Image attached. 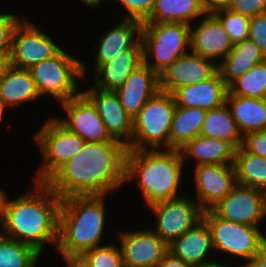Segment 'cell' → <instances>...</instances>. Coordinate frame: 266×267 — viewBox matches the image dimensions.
Segmentation results:
<instances>
[{"label":"cell","instance_id":"f546056e","mask_svg":"<svg viewBox=\"0 0 266 267\" xmlns=\"http://www.w3.org/2000/svg\"><path fill=\"white\" fill-rule=\"evenodd\" d=\"M200 135L227 141L236 149L243 145V135L226 103L221 107L207 110Z\"/></svg>","mask_w":266,"mask_h":267},{"label":"cell","instance_id":"3957f363","mask_svg":"<svg viewBox=\"0 0 266 267\" xmlns=\"http://www.w3.org/2000/svg\"><path fill=\"white\" fill-rule=\"evenodd\" d=\"M107 195L70 196L61 199L56 250L69 266L82 253L102 246Z\"/></svg>","mask_w":266,"mask_h":267},{"label":"cell","instance_id":"44dd1931","mask_svg":"<svg viewBox=\"0 0 266 267\" xmlns=\"http://www.w3.org/2000/svg\"><path fill=\"white\" fill-rule=\"evenodd\" d=\"M228 85L218 71L212 78L178 88L172 93L176 106L215 109L226 103Z\"/></svg>","mask_w":266,"mask_h":267},{"label":"cell","instance_id":"4fadbf2b","mask_svg":"<svg viewBox=\"0 0 266 267\" xmlns=\"http://www.w3.org/2000/svg\"><path fill=\"white\" fill-rule=\"evenodd\" d=\"M61 107L67 118L56 119L86 142H119L109 135L96 106L83 92L62 102Z\"/></svg>","mask_w":266,"mask_h":267},{"label":"cell","instance_id":"6da1fadb","mask_svg":"<svg viewBox=\"0 0 266 267\" xmlns=\"http://www.w3.org/2000/svg\"><path fill=\"white\" fill-rule=\"evenodd\" d=\"M127 147L121 142H86L45 183L62 199L109 195L126 185Z\"/></svg>","mask_w":266,"mask_h":267},{"label":"cell","instance_id":"8fae6325","mask_svg":"<svg viewBox=\"0 0 266 267\" xmlns=\"http://www.w3.org/2000/svg\"><path fill=\"white\" fill-rule=\"evenodd\" d=\"M40 29L26 17L15 26L9 54L11 66L29 69L38 62L53 57L62 49L50 35Z\"/></svg>","mask_w":266,"mask_h":267},{"label":"cell","instance_id":"484cf974","mask_svg":"<svg viewBox=\"0 0 266 267\" xmlns=\"http://www.w3.org/2000/svg\"><path fill=\"white\" fill-rule=\"evenodd\" d=\"M226 104L243 137L266 130V98H248L228 92Z\"/></svg>","mask_w":266,"mask_h":267},{"label":"cell","instance_id":"30bf717a","mask_svg":"<svg viewBox=\"0 0 266 267\" xmlns=\"http://www.w3.org/2000/svg\"><path fill=\"white\" fill-rule=\"evenodd\" d=\"M147 209L154 213V232L168 245L203 220L204 210L193 198H179L160 201Z\"/></svg>","mask_w":266,"mask_h":267},{"label":"cell","instance_id":"1f68e13d","mask_svg":"<svg viewBox=\"0 0 266 267\" xmlns=\"http://www.w3.org/2000/svg\"><path fill=\"white\" fill-rule=\"evenodd\" d=\"M228 92L248 98H266V60L232 81Z\"/></svg>","mask_w":266,"mask_h":267},{"label":"cell","instance_id":"d590c367","mask_svg":"<svg viewBox=\"0 0 266 267\" xmlns=\"http://www.w3.org/2000/svg\"><path fill=\"white\" fill-rule=\"evenodd\" d=\"M123 6L126 13L125 19L144 23L151 15L156 0H116Z\"/></svg>","mask_w":266,"mask_h":267},{"label":"cell","instance_id":"f35d334b","mask_svg":"<svg viewBox=\"0 0 266 267\" xmlns=\"http://www.w3.org/2000/svg\"><path fill=\"white\" fill-rule=\"evenodd\" d=\"M249 39L256 43L266 56V14L250 18Z\"/></svg>","mask_w":266,"mask_h":267},{"label":"cell","instance_id":"9c48e42d","mask_svg":"<svg viewBox=\"0 0 266 267\" xmlns=\"http://www.w3.org/2000/svg\"><path fill=\"white\" fill-rule=\"evenodd\" d=\"M215 252L246 261V266L266 242V233L260 227L235 223L218 217L212 210L203 213Z\"/></svg>","mask_w":266,"mask_h":267},{"label":"cell","instance_id":"836d02e7","mask_svg":"<svg viewBox=\"0 0 266 267\" xmlns=\"http://www.w3.org/2000/svg\"><path fill=\"white\" fill-rule=\"evenodd\" d=\"M122 252L119 245L108 243L82 253L70 267H122Z\"/></svg>","mask_w":266,"mask_h":267},{"label":"cell","instance_id":"83f0119b","mask_svg":"<svg viewBox=\"0 0 266 267\" xmlns=\"http://www.w3.org/2000/svg\"><path fill=\"white\" fill-rule=\"evenodd\" d=\"M207 110L176 106L169 133V149L180 150L200 135Z\"/></svg>","mask_w":266,"mask_h":267},{"label":"cell","instance_id":"8992f818","mask_svg":"<svg viewBox=\"0 0 266 267\" xmlns=\"http://www.w3.org/2000/svg\"><path fill=\"white\" fill-rule=\"evenodd\" d=\"M175 108L172 94L158 91L152 96L133 118V133L127 150L169 149Z\"/></svg>","mask_w":266,"mask_h":267},{"label":"cell","instance_id":"7dc6e473","mask_svg":"<svg viewBox=\"0 0 266 267\" xmlns=\"http://www.w3.org/2000/svg\"><path fill=\"white\" fill-rule=\"evenodd\" d=\"M226 262V264H224V262H223V264H222V262L219 260V263H218V261L217 262H214V263H211V264H208V265H204V266H202V267H240V265L238 266V265H232V266H230V264L231 263H229V264H227V262L228 261H225Z\"/></svg>","mask_w":266,"mask_h":267},{"label":"cell","instance_id":"f1b7e54d","mask_svg":"<svg viewBox=\"0 0 266 267\" xmlns=\"http://www.w3.org/2000/svg\"><path fill=\"white\" fill-rule=\"evenodd\" d=\"M206 13L204 0H156L151 15L144 23L181 22L194 24L193 20Z\"/></svg>","mask_w":266,"mask_h":267},{"label":"cell","instance_id":"d6a6232c","mask_svg":"<svg viewBox=\"0 0 266 267\" xmlns=\"http://www.w3.org/2000/svg\"><path fill=\"white\" fill-rule=\"evenodd\" d=\"M41 254L33 247L5 237L0 241V267H37Z\"/></svg>","mask_w":266,"mask_h":267},{"label":"cell","instance_id":"74e56055","mask_svg":"<svg viewBox=\"0 0 266 267\" xmlns=\"http://www.w3.org/2000/svg\"><path fill=\"white\" fill-rule=\"evenodd\" d=\"M228 9L252 18L265 12L266 0H233Z\"/></svg>","mask_w":266,"mask_h":267},{"label":"cell","instance_id":"9a60e30c","mask_svg":"<svg viewBox=\"0 0 266 267\" xmlns=\"http://www.w3.org/2000/svg\"><path fill=\"white\" fill-rule=\"evenodd\" d=\"M194 198L206 210H211L237 185L233 165L201 164L194 166Z\"/></svg>","mask_w":266,"mask_h":267},{"label":"cell","instance_id":"8d00e7d4","mask_svg":"<svg viewBox=\"0 0 266 267\" xmlns=\"http://www.w3.org/2000/svg\"><path fill=\"white\" fill-rule=\"evenodd\" d=\"M16 14L0 12V54H10L13 31L23 18Z\"/></svg>","mask_w":266,"mask_h":267},{"label":"cell","instance_id":"5b68a950","mask_svg":"<svg viewBox=\"0 0 266 267\" xmlns=\"http://www.w3.org/2000/svg\"><path fill=\"white\" fill-rule=\"evenodd\" d=\"M40 97L51 96L59 104L79 95L78 80L84 81L87 64L65 52L63 48L53 57L29 68Z\"/></svg>","mask_w":266,"mask_h":267},{"label":"cell","instance_id":"b9f144b4","mask_svg":"<svg viewBox=\"0 0 266 267\" xmlns=\"http://www.w3.org/2000/svg\"><path fill=\"white\" fill-rule=\"evenodd\" d=\"M233 0H204L206 12L213 13L216 10L228 8Z\"/></svg>","mask_w":266,"mask_h":267},{"label":"cell","instance_id":"60d3db41","mask_svg":"<svg viewBox=\"0 0 266 267\" xmlns=\"http://www.w3.org/2000/svg\"><path fill=\"white\" fill-rule=\"evenodd\" d=\"M157 267H195L191 264L185 263L179 258L173 256L168 252L164 258L160 261Z\"/></svg>","mask_w":266,"mask_h":267},{"label":"cell","instance_id":"7c38bea8","mask_svg":"<svg viewBox=\"0 0 266 267\" xmlns=\"http://www.w3.org/2000/svg\"><path fill=\"white\" fill-rule=\"evenodd\" d=\"M218 217L253 227L266 219V192L237 184L211 209Z\"/></svg>","mask_w":266,"mask_h":267},{"label":"cell","instance_id":"ac0fdd59","mask_svg":"<svg viewBox=\"0 0 266 267\" xmlns=\"http://www.w3.org/2000/svg\"><path fill=\"white\" fill-rule=\"evenodd\" d=\"M82 92L96 106L109 135L125 146L130 143L133 133V118L121 105L115 91H104L93 85Z\"/></svg>","mask_w":266,"mask_h":267},{"label":"cell","instance_id":"e0dca14e","mask_svg":"<svg viewBox=\"0 0 266 267\" xmlns=\"http://www.w3.org/2000/svg\"><path fill=\"white\" fill-rule=\"evenodd\" d=\"M199 19V25H190L191 51L219 65L233 47L231 39L213 13L206 12Z\"/></svg>","mask_w":266,"mask_h":267},{"label":"cell","instance_id":"2e32d148","mask_svg":"<svg viewBox=\"0 0 266 267\" xmlns=\"http://www.w3.org/2000/svg\"><path fill=\"white\" fill-rule=\"evenodd\" d=\"M218 71V64L190 50L158 74L159 91L172 94L180 87L206 81Z\"/></svg>","mask_w":266,"mask_h":267},{"label":"cell","instance_id":"d4e9b609","mask_svg":"<svg viewBox=\"0 0 266 267\" xmlns=\"http://www.w3.org/2000/svg\"><path fill=\"white\" fill-rule=\"evenodd\" d=\"M40 98L29 69L11 66L0 81V104L2 107H19Z\"/></svg>","mask_w":266,"mask_h":267},{"label":"cell","instance_id":"603a6c76","mask_svg":"<svg viewBox=\"0 0 266 267\" xmlns=\"http://www.w3.org/2000/svg\"><path fill=\"white\" fill-rule=\"evenodd\" d=\"M110 27L96 44L94 72L120 52L131 48L141 38L142 23L124 19Z\"/></svg>","mask_w":266,"mask_h":267},{"label":"cell","instance_id":"c3c4849f","mask_svg":"<svg viewBox=\"0 0 266 267\" xmlns=\"http://www.w3.org/2000/svg\"><path fill=\"white\" fill-rule=\"evenodd\" d=\"M4 114H5V109L0 104V121L4 118Z\"/></svg>","mask_w":266,"mask_h":267},{"label":"cell","instance_id":"681fc988","mask_svg":"<svg viewBox=\"0 0 266 267\" xmlns=\"http://www.w3.org/2000/svg\"><path fill=\"white\" fill-rule=\"evenodd\" d=\"M4 192H6V191L1 188L0 189V202L2 201V197H3Z\"/></svg>","mask_w":266,"mask_h":267},{"label":"cell","instance_id":"f907efd6","mask_svg":"<svg viewBox=\"0 0 266 267\" xmlns=\"http://www.w3.org/2000/svg\"><path fill=\"white\" fill-rule=\"evenodd\" d=\"M122 267H137V266H130V265L123 264Z\"/></svg>","mask_w":266,"mask_h":267},{"label":"cell","instance_id":"4dcf8cb0","mask_svg":"<svg viewBox=\"0 0 266 267\" xmlns=\"http://www.w3.org/2000/svg\"><path fill=\"white\" fill-rule=\"evenodd\" d=\"M233 166L237 184L266 192V158L252 154L241 146L236 150Z\"/></svg>","mask_w":266,"mask_h":267},{"label":"cell","instance_id":"7bdbcfd3","mask_svg":"<svg viewBox=\"0 0 266 267\" xmlns=\"http://www.w3.org/2000/svg\"><path fill=\"white\" fill-rule=\"evenodd\" d=\"M247 267H266V242L260 251L246 265Z\"/></svg>","mask_w":266,"mask_h":267},{"label":"cell","instance_id":"ab89813d","mask_svg":"<svg viewBox=\"0 0 266 267\" xmlns=\"http://www.w3.org/2000/svg\"><path fill=\"white\" fill-rule=\"evenodd\" d=\"M242 146L248 152L266 158V130L246 134Z\"/></svg>","mask_w":266,"mask_h":267},{"label":"cell","instance_id":"ffe728a7","mask_svg":"<svg viewBox=\"0 0 266 267\" xmlns=\"http://www.w3.org/2000/svg\"><path fill=\"white\" fill-rule=\"evenodd\" d=\"M159 91L158 74L146 64L132 71L115 92L125 111L134 118L146 102Z\"/></svg>","mask_w":266,"mask_h":267},{"label":"cell","instance_id":"f6af8a7d","mask_svg":"<svg viewBox=\"0 0 266 267\" xmlns=\"http://www.w3.org/2000/svg\"><path fill=\"white\" fill-rule=\"evenodd\" d=\"M6 237L5 235V223H4V211L2 201L0 202V241Z\"/></svg>","mask_w":266,"mask_h":267},{"label":"cell","instance_id":"ba28073f","mask_svg":"<svg viewBox=\"0 0 266 267\" xmlns=\"http://www.w3.org/2000/svg\"><path fill=\"white\" fill-rule=\"evenodd\" d=\"M32 139L36 146L38 145L43 161L32 179L36 182H45L86 143L82 137L70 132L53 116L46 119Z\"/></svg>","mask_w":266,"mask_h":267},{"label":"cell","instance_id":"e575fe53","mask_svg":"<svg viewBox=\"0 0 266 267\" xmlns=\"http://www.w3.org/2000/svg\"><path fill=\"white\" fill-rule=\"evenodd\" d=\"M213 14L219 19L233 45L249 39V17L235 13L228 8L216 10Z\"/></svg>","mask_w":266,"mask_h":267},{"label":"cell","instance_id":"7402d4cb","mask_svg":"<svg viewBox=\"0 0 266 267\" xmlns=\"http://www.w3.org/2000/svg\"><path fill=\"white\" fill-rule=\"evenodd\" d=\"M169 252L176 258L195 267H202L216 261L209 260L214 252L212 236L207 223L202 220L168 245Z\"/></svg>","mask_w":266,"mask_h":267},{"label":"cell","instance_id":"5bb4252c","mask_svg":"<svg viewBox=\"0 0 266 267\" xmlns=\"http://www.w3.org/2000/svg\"><path fill=\"white\" fill-rule=\"evenodd\" d=\"M117 234L123 263L126 265L157 267L169 252L168 244L149 227L137 231L119 229Z\"/></svg>","mask_w":266,"mask_h":267},{"label":"cell","instance_id":"ee69618b","mask_svg":"<svg viewBox=\"0 0 266 267\" xmlns=\"http://www.w3.org/2000/svg\"><path fill=\"white\" fill-rule=\"evenodd\" d=\"M11 67L9 54H0V81L5 78L7 70Z\"/></svg>","mask_w":266,"mask_h":267},{"label":"cell","instance_id":"4316f807","mask_svg":"<svg viewBox=\"0 0 266 267\" xmlns=\"http://www.w3.org/2000/svg\"><path fill=\"white\" fill-rule=\"evenodd\" d=\"M265 60L266 56L259 46L250 39H246L233 45L226 58L218 65V70L224 82L229 85L254 65Z\"/></svg>","mask_w":266,"mask_h":267},{"label":"cell","instance_id":"bcb514c9","mask_svg":"<svg viewBox=\"0 0 266 267\" xmlns=\"http://www.w3.org/2000/svg\"><path fill=\"white\" fill-rule=\"evenodd\" d=\"M80 2L85 4L86 7L88 6V8H95L96 9V7L101 6L100 4H102L104 1L103 0H81Z\"/></svg>","mask_w":266,"mask_h":267},{"label":"cell","instance_id":"277c9868","mask_svg":"<svg viewBox=\"0 0 266 267\" xmlns=\"http://www.w3.org/2000/svg\"><path fill=\"white\" fill-rule=\"evenodd\" d=\"M185 165L180 150H127L125 182L136 184L147 208L183 196L179 189Z\"/></svg>","mask_w":266,"mask_h":267},{"label":"cell","instance_id":"cb8c5ba5","mask_svg":"<svg viewBox=\"0 0 266 267\" xmlns=\"http://www.w3.org/2000/svg\"><path fill=\"white\" fill-rule=\"evenodd\" d=\"M236 150L227 141L198 135L181 148L180 153L184 164L190 158L189 160L195 161L194 166L201 164L234 165Z\"/></svg>","mask_w":266,"mask_h":267},{"label":"cell","instance_id":"d6986e66","mask_svg":"<svg viewBox=\"0 0 266 267\" xmlns=\"http://www.w3.org/2000/svg\"><path fill=\"white\" fill-rule=\"evenodd\" d=\"M143 64V44L140 38L131 48L120 52L93 72V86L104 91H116L131 72Z\"/></svg>","mask_w":266,"mask_h":267},{"label":"cell","instance_id":"52a82bcc","mask_svg":"<svg viewBox=\"0 0 266 267\" xmlns=\"http://www.w3.org/2000/svg\"><path fill=\"white\" fill-rule=\"evenodd\" d=\"M144 64L159 74L190 48V25L181 22L142 23Z\"/></svg>","mask_w":266,"mask_h":267},{"label":"cell","instance_id":"7a4b0ae2","mask_svg":"<svg viewBox=\"0 0 266 267\" xmlns=\"http://www.w3.org/2000/svg\"><path fill=\"white\" fill-rule=\"evenodd\" d=\"M32 185L15 199L4 192L5 235L42 255L46 244L57 247L61 198L45 182Z\"/></svg>","mask_w":266,"mask_h":267}]
</instances>
